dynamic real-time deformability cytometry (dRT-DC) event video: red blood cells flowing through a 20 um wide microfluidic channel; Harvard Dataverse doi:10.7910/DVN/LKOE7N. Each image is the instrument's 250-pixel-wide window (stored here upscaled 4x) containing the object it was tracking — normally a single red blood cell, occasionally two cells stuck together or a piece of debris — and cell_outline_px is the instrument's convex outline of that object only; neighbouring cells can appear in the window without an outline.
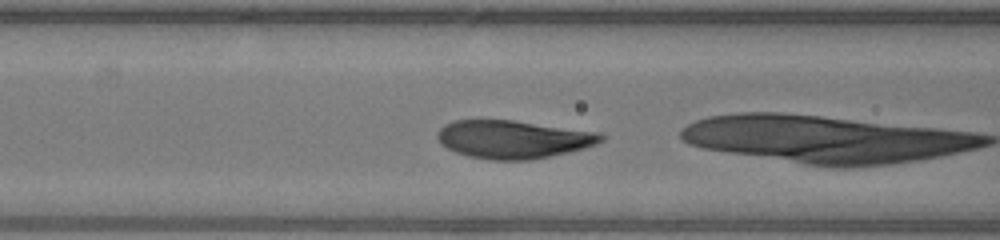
{"species": "human", "species_latin": "Homo sapiens", "temperature_condition": "warm", "stored_images_in_passage": 27, "camera_frame_rate_fps": 3000, "um_per_image_px": 0.085, "donor": {"sex": "male"}, "frame": {"image": 1, "passage_image": 9, "time_ms": 2.667, "image_size_px": [1000, 240], "cell_outline_px": [[604, 140], [596, 144], [584, 148], [568, 152], [528, 160], [492, 160], [468, 156], [456, 152], [440, 144], [436, 136], [436, 132], [444, 124], [452, 120], [512, 120], [600, 132], [604, 136]], "centroid_in_image_um": [43.59, 11.83], "position_along_channel_um": 123.0, "area_um2": 36.36}}
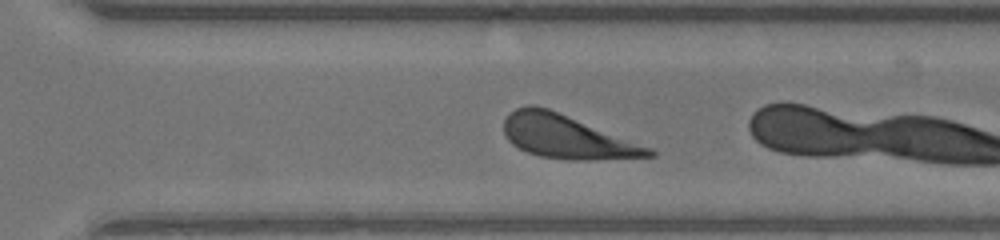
{"frame": {"image": 2, "passage_image": 23, "time_ms": 7.333, "image_size_px": [1000, 240], "cell_outline_px": [[656, 156], [588, 160], [568, 160], [540, 156], [528, 152], [512, 144], [504, 136], [504, 120], [508, 112], [516, 108], [528, 104], [536, 104], [548, 108], [652, 148], [656, 152]], "centroid_in_image_um": [48.14, 11.61], "position_along_channel_um": 322.5, "area_um2": 36.65}}
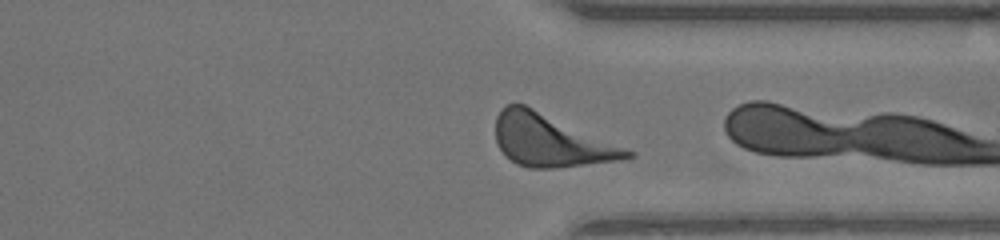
{"frame": {"image": 3, "passage_image": 26, "time_ms": 8.333, "image_size_px": [1000, 240], "cell_outline_px": [[636, 152], [632, 156], [620, 160], [556, 168], [528, 168], [516, 164], [500, 148], [496, 140], [496, 116], [504, 104], [524, 104]], "centroid_in_image_um": [46.79, 11.94], "position_along_channel_um": 364.6, "area_um2": 39.59}}